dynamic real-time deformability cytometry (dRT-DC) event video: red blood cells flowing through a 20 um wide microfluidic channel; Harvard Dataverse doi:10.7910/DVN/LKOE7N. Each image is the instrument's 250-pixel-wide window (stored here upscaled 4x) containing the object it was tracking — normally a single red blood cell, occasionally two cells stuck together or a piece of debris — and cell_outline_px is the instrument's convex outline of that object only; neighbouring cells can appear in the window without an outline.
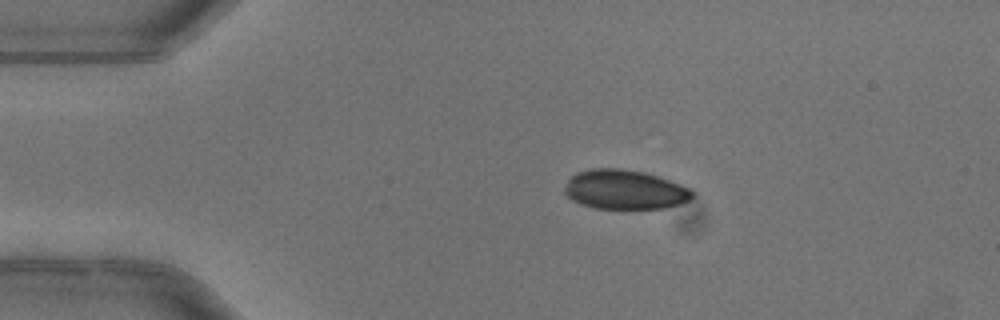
{"species": "common noctule bat (a hibernating species)", "species_latin": "Nyctalus noctula", "temperature_condition": "warm", "stored_images_in_passage": 3, "camera_frame_rate_fps": 3000, "um_per_image_px": 0.085, "animal": {"sex": "female"}, "frame": {"image": 1, "passage_image": 1, "time_ms": 0.0, "image_size_px": [1000, 320], "cell_outline_px": [[696, 192], [688, 200], [680, 204], [664, 208], [596, 208], [580, 204], [572, 200], [564, 192], [564, 188], [568, 180], [576, 172], [588, 168], [616, 168], [644, 172], [680, 184]], "centroid_in_image_um": [53.07, 16.11], "position_along_channel_um": 31.9, "area_um2": 29.19}}
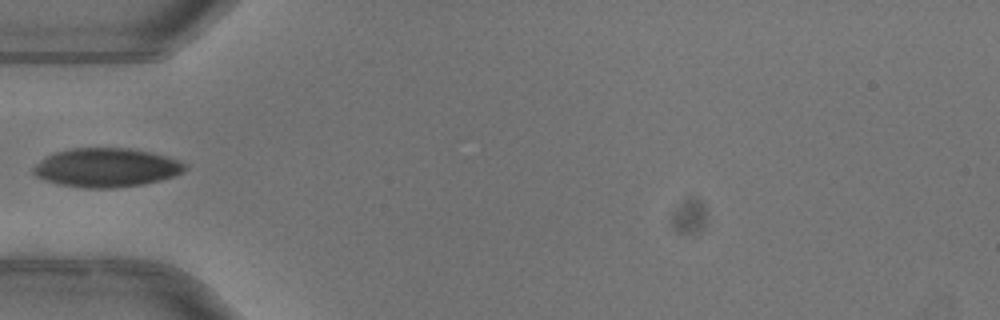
{"frame": {"image": 2, "passage_image": 3, "time_ms": 0.667, "image_size_px": [1000, 320], "cell_outline_px": [[188, 168], [172, 176], [160, 180], [140, 184], [112, 188], [80, 188], [60, 184], [44, 180], [36, 176], [32, 172], [32, 168], [44, 156], [68, 148], [128, 148], [168, 156], [180, 160]], "centroid_in_image_um": [8.99, 14.24], "position_along_channel_um": 76.0, "area_um2": 34.28}}